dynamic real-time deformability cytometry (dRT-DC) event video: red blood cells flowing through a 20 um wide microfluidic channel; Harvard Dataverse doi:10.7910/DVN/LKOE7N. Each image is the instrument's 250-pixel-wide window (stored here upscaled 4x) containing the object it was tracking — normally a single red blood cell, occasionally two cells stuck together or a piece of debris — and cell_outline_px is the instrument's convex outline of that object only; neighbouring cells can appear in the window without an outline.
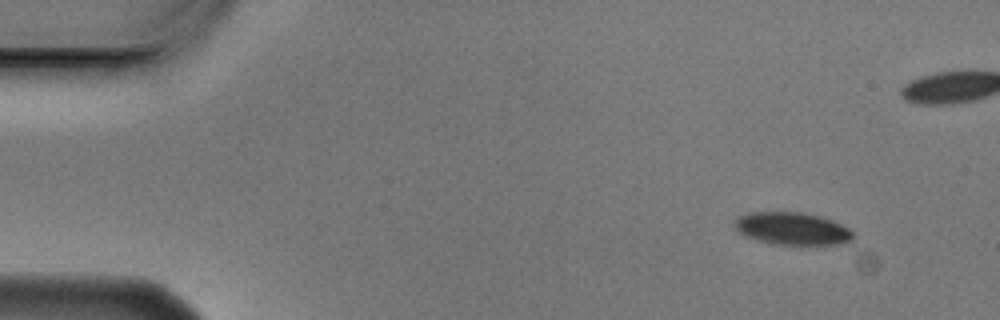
{"species": "Egyptian fruit bat (a non-hibernating species)", "species_latin": "Rousettus aegyptiacus", "temperature_condition": "cold", "stored_images_in_passage": 4, "camera_frame_rate_fps": 3000, "um_per_image_px": 0.085, "animal": {"sex": "male"}, "frame": {"image": 1, "passage_image": 1, "time_ms": 0.0, "image_size_px": [1000, 320], "cell_outline_px": [[852, 240], [836, 244], [772, 244], [748, 236], [740, 232], [732, 224], [740, 216], [748, 212], [804, 212], [820, 216], [832, 220], [848, 228], [852, 232]], "centroid_in_image_um": [67.33, 19.41], "position_along_channel_um": 17.7, "area_um2": 22.08}}